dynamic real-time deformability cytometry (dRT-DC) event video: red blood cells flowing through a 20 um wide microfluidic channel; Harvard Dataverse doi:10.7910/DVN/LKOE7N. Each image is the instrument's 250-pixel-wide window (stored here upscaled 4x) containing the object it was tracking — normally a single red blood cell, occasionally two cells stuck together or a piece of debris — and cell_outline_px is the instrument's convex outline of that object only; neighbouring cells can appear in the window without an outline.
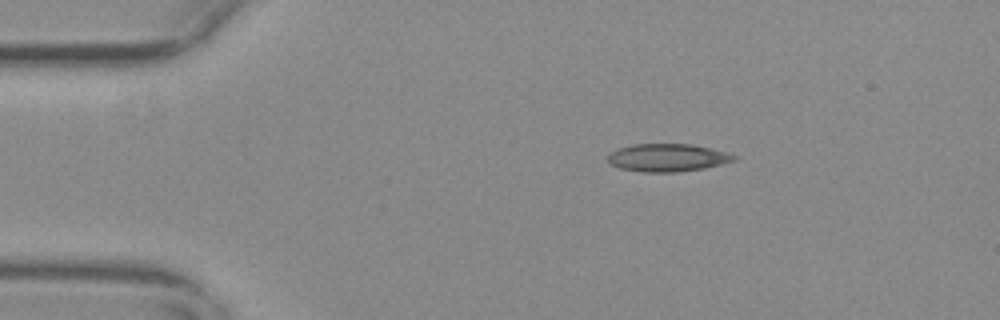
{"species": "common noctule bat (a hibernating species)", "species_latin": "Nyctalus noctula", "temperature_condition": "warm", "stored_images_in_passage": 47, "camera_frame_rate_fps": 3000, "um_per_image_px": 0.085, "animal": {"sex": "female", "body_mass_g": 29.2, "forearm_length_mm": 56.3}, "frame": {"image": 1, "passage_image": 1, "time_ms": 0.0, "image_size_px": [1000, 320], "cell_outline_px": [[740, 156], [736, 160], [704, 168], [676, 172], [644, 172], [620, 168], [612, 164], [608, 160], [608, 152], [616, 148], [632, 144], [688, 144], [708, 148]], "centroid_in_image_um": [56.7, 13.4], "position_along_channel_um": 28.3, "area_um2": 20.35}}
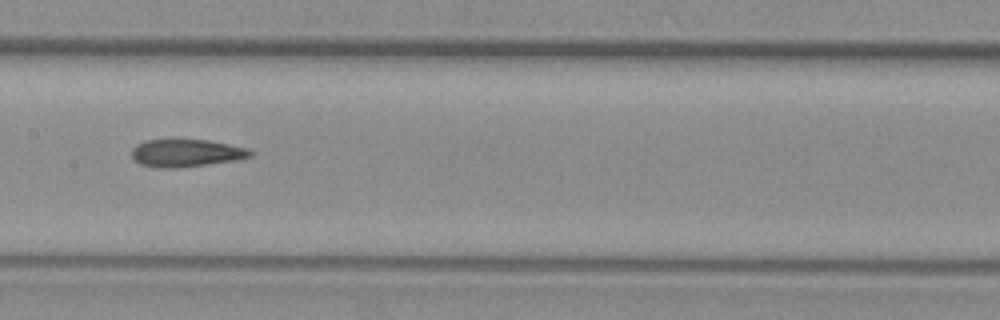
{"frame": {"image": 2, "passage_image": 19, "time_ms": 6.0, "image_size_px": [1000, 320], "cell_outline_px": [[252, 156], [236, 160], [176, 168], [156, 168], [140, 164], [132, 156], [132, 148], [136, 144], [144, 140], [208, 140], [248, 148], [252, 152]], "centroid_in_image_um": [15.8, 13.01], "position_along_channel_um": 191.6, "area_um2": 18.96}}
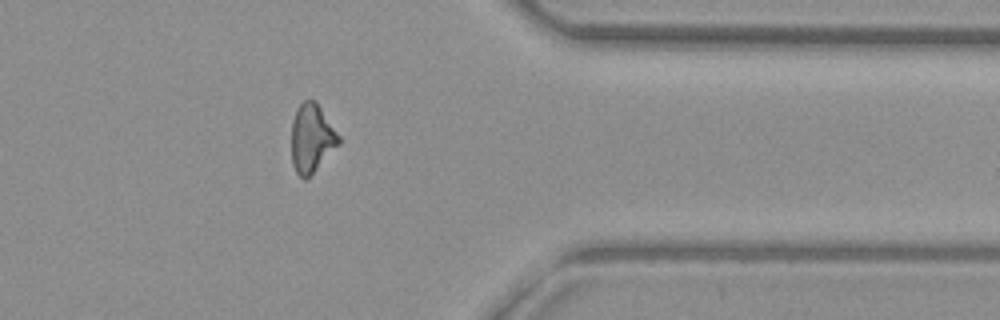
{"frame": {"image": 3, "passage_image": 36, "time_ms": 11.667, "image_size_px": [1000, 320], "cell_outline_px": [[340, 144], [304, 180], [296, 172], [292, 164], [292, 120], [296, 108], [304, 100], [316, 100], [340, 136]], "centroid_in_image_um": [26.49, 11.71], "position_along_channel_um": 384.9, "area_um2": 18.73}, "authors_computed_cell_mechanics": {"area_um2": 19.3052, "velocity_mm_per_s": 3.6924, "shape_relaxation_time_tau1_ms": null, "shape_relaxation_time_tau2_ms": 2.7087, "deformation_change_tau1": null, "deformation_change_tau2": 0.1181}}